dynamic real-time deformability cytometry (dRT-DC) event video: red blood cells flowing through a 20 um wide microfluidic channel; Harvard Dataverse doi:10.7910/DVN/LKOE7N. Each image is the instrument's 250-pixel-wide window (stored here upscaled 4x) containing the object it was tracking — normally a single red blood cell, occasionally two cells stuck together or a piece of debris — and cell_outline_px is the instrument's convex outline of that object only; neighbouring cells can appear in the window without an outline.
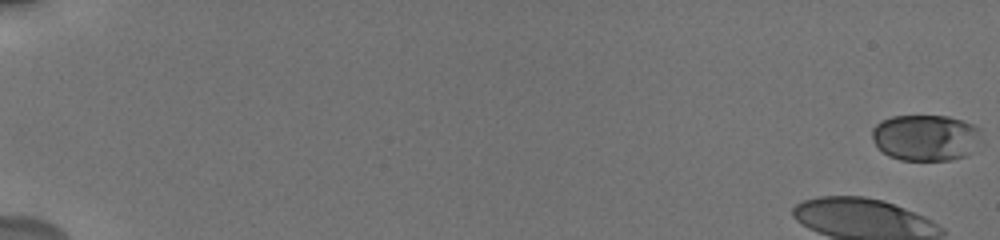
{"species": "human", "species_latin": "Homo sapiens", "temperature_condition": "cold", "stored_images_in_passage": 40, "camera_frame_rate_fps": 3000, "um_per_image_px": 0.085, "donor": {"sex": "male"}, "frame": {"image": 1, "passage_image": 1, "time_ms": 0.0, "image_size_px": [1000, 240], "cell_outline_px": [[980, 132], [964, 156], [948, 160], [900, 160], [888, 156], [876, 144], [872, 136], [872, 128], [880, 120], [892, 116], [948, 116], [964, 120], [980, 128]], "centroid_in_image_um": [78.59, 11.67], "position_along_channel_um": 6.4, "area_um2": 28.84}}